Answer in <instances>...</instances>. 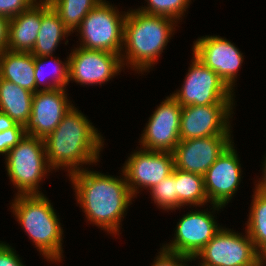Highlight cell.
<instances>
[{
	"label": "cell",
	"mask_w": 266,
	"mask_h": 266,
	"mask_svg": "<svg viewBox=\"0 0 266 266\" xmlns=\"http://www.w3.org/2000/svg\"><path fill=\"white\" fill-rule=\"evenodd\" d=\"M37 0H0V15L13 18L28 10Z\"/></svg>",
	"instance_id": "obj_30"
},
{
	"label": "cell",
	"mask_w": 266,
	"mask_h": 266,
	"mask_svg": "<svg viewBox=\"0 0 266 266\" xmlns=\"http://www.w3.org/2000/svg\"><path fill=\"white\" fill-rule=\"evenodd\" d=\"M196 260L198 266H261V254L248 233L240 234L226 227L198 252L193 258Z\"/></svg>",
	"instance_id": "obj_8"
},
{
	"label": "cell",
	"mask_w": 266,
	"mask_h": 266,
	"mask_svg": "<svg viewBox=\"0 0 266 266\" xmlns=\"http://www.w3.org/2000/svg\"><path fill=\"white\" fill-rule=\"evenodd\" d=\"M69 54L68 82L94 86L106 84L123 70L121 56L103 50L74 47Z\"/></svg>",
	"instance_id": "obj_10"
},
{
	"label": "cell",
	"mask_w": 266,
	"mask_h": 266,
	"mask_svg": "<svg viewBox=\"0 0 266 266\" xmlns=\"http://www.w3.org/2000/svg\"><path fill=\"white\" fill-rule=\"evenodd\" d=\"M212 211L207 209L190 211L184 214L175 227L173 240L164 243L162 247L168 251L194 258L198 252L223 227L215 220V212L224 208L217 204H210ZM214 215V216H213Z\"/></svg>",
	"instance_id": "obj_9"
},
{
	"label": "cell",
	"mask_w": 266,
	"mask_h": 266,
	"mask_svg": "<svg viewBox=\"0 0 266 266\" xmlns=\"http://www.w3.org/2000/svg\"><path fill=\"white\" fill-rule=\"evenodd\" d=\"M4 159L16 195L43 194L40 182L53 171L47 162L44 139L25 134Z\"/></svg>",
	"instance_id": "obj_5"
},
{
	"label": "cell",
	"mask_w": 266,
	"mask_h": 266,
	"mask_svg": "<svg viewBox=\"0 0 266 266\" xmlns=\"http://www.w3.org/2000/svg\"><path fill=\"white\" fill-rule=\"evenodd\" d=\"M190 67L180 89L171 95L182 106L235 104L233 92L216 72L205 66L193 53Z\"/></svg>",
	"instance_id": "obj_7"
},
{
	"label": "cell",
	"mask_w": 266,
	"mask_h": 266,
	"mask_svg": "<svg viewBox=\"0 0 266 266\" xmlns=\"http://www.w3.org/2000/svg\"><path fill=\"white\" fill-rule=\"evenodd\" d=\"M178 22L174 19L129 9L124 23L121 61L136 74L150 72L168 42L174 35Z\"/></svg>",
	"instance_id": "obj_3"
},
{
	"label": "cell",
	"mask_w": 266,
	"mask_h": 266,
	"mask_svg": "<svg viewBox=\"0 0 266 266\" xmlns=\"http://www.w3.org/2000/svg\"><path fill=\"white\" fill-rule=\"evenodd\" d=\"M261 266H266V252L261 255Z\"/></svg>",
	"instance_id": "obj_35"
},
{
	"label": "cell",
	"mask_w": 266,
	"mask_h": 266,
	"mask_svg": "<svg viewBox=\"0 0 266 266\" xmlns=\"http://www.w3.org/2000/svg\"><path fill=\"white\" fill-rule=\"evenodd\" d=\"M126 11L103 0L94 7L74 31L80 34V47L119 54L123 47Z\"/></svg>",
	"instance_id": "obj_6"
},
{
	"label": "cell",
	"mask_w": 266,
	"mask_h": 266,
	"mask_svg": "<svg viewBox=\"0 0 266 266\" xmlns=\"http://www.w3.org/2000/svg\"><path fill=\"white\" fill-rule=\"evenodd\" d=\"M10 19L0 15V52L7 50Z\"/></svg>",
	"instance_id": "obj_32"
},
{
	"label": "cell",
	"mask_w": 266,
	"mask_h": 266,
	"mask_svg": "<svg viewBox=\"0 0 266 266\" xmlns=\"http://www.w3.org/2000/svg\"><path fill=\"white\" fill-rule=\"evenodd\" d=\"M66 91V88H55L33 94L31 115L24 126L25 134L45 139L54 131L74 106Z\"/></svg>",
	"instance_id": "obj_16"
},
{
	"label": "cell",
	"mask_w": 266,
	"mask_h": 266,
	"mask_svg": "<svg viewBox=\"0 0 266 266\" xmlns=\"http://www.w3.org/2000/svg\"><path fill=\"white\" fill-rule=\"evenodd\" d=\"M235 104L182 107L180 141L208 136H233L231 121Z\"/></svg>",
	"instance_id": "obj_13"
},
{
	"label": "cell",
	"mask_w": 266,
	"mask_h": 266,
	"mask_svg": "<svg viewBox=\"0 0 266 266\" xmlns=\"http://www.w3.org/2000/svg\"><path fill=\"white\" fill-rule=\"evenodd\" d=\"M176 196L183 207L190 205V208H205L204 205L209 202L204 188V177L176 169Z\"/></svg>",
	"instance_id": "obj_23"
},
{
	"label": "cell",
	"mask_w": 266,
	"mask_h": 266,
	"mask_svg": "<svg viewBox=\"0 0 266 266\" xmlns=\"http://www.w3.org/2000/svg\"><path fill=\"white\" fill-rule=\"evenodd\" d=\"M181 112L182 106L171 94L163 99L145 123L139 139L140 148L173 152L180 142Z\"/></svg>",
	"instance_id": "obj_12"
},
{
	"label": "cell",
	"mask_w": 266,
	"mask_h": 266,
	"mask_svg": "<svg viewBox=\"0 0 266 266\" xmlns=\"http://www.w3.org/2000/svg\"><path fill=\"white\" fill-rule=\"evenodd\" d=\"M42 21V1L10 18L7 50L32 52Z\"/></svg>",
	"instance_id": "obj_18"
},
{
	"label": "cell",
	"mask_w": 266,
	"mask_h": 266,
	"mask_svg": "<svg viewBox=\"0 0 266 266\" xmlns=\"http://www.w3.org/2000/svg\"><path fill=\"white\" fill-rule=\"evenodd\" d=\"M51 57V58H50ZM35 63V81H36V92L42 90H52L55 88H66L69 84L68 82V71H69V58L61 61L60 58L53 56H34ZM53 64L51 66L50 78L51 81H47L49 79L46 74L47 65ZM49 71V70H48ZM47 77V78H46ZM53 78V79H52ZM44 85V86H43ZM43 88H42V87ZM40 88V89H39Z\"/></svg>",
	"instance_id": "obj_22"
},
{
	"label": "cell",
	"mask_w": 266,
	"mask_h": 266,
	"mask_svg": "<svg viewBox=\"0 0 266 266\" xmlns=\"http://www.w3.org/2000/svg\"><path fill=\"white\" fill-rule=\"evenodd\" d=\"M245 231L262 255L266 252V195L254 189Z\"/></svg>",
	"instance_id": "obj_24"
},
{
	"label": "cell",
	"mask_w": 266,
	"mask_h": 266,
	"mask_svg": "<svg viewBox=\"0 0 266 266\" xmlns=\"http://www.w3.org/2000/svg\"><path fill=\"white\" fill-rule=\"evenodd\" d=\"M174 168L172 152L148 151L139 148L130 154L121 170L125 175L131 194L137 198V193L139 194L142 188L147 189L148 192L171 175Z\"/></svg>",
	"instance_id": "obj_11"
},
{
	"label": "cell",
	"mask_w": 266,
	"mask_h": 266,
	"mask_svg": "<svg viewBox=\"0 0 266 266\" xmlns=\"http://www.w3.org/2000/svg\"><path fill=\"white\" fill-rule=\"evenodd\" d=\"M233 141V136L181 140L172 152L175 168L204 176L208 168Z\"/></svg>",
	"instance_id": "obj_17"
},
{
	"label": "cell",
	"mask_w": 266,
	"mask_h": 266,
	"mask_svg": "<svg viewBox=\"0 0 266 266\" xmlns=\"http://www.w3.org/2000/svg\"><path fill=\"white\" fill-rule=\"evenodd\" d=\"M157 254L151 266H189L187 263L193 261L189 256L168 251L162 246Z\"/></svg>",
	"instance_id": "obj_28"
},
{
	"label": "cell",
	"mask_w": 266,
	"mask_h": 266,
	"mask_svg": "<svg viewBox=\"0 0 266 266\" xmlns=\"http://www.w3.org/2000/svg\"><path fill=\"white\" fill-rule=\"evenodd\" d=\"M0 266H26L19 254L9 244L0 241Z\"/></svg>",
	"instance_id": "obj_31"
},
{
	"label": "cell",
	"mask_w": 266,
	"mask_h": 266,
	"mask_svg": "<svg viewBox=\"0 0 266 266\" xmlns=\"http://www.w3.org/2000/svg\"><path fill=\"white\" fill-rule=\"evenodd\" d=\"M145 3L146 6L142 5L137 9L147 14L166 16L181 22L192 0H145Z\"/></svg>",
	"instance_id": "obj_27"
},
{
	"label": "cell",
	"mask_w": 266,
	"mask_h": 266,
	"mask_svg": "<svg viewBox=\"0 0 266 266\" xmlns=\"http://www.w3.org/2000/svg\"><path fill=\"white\" fill-rule=\"evenodd\" d=\"M121 172L116 177L85 167L68 176L86 220L107 234L117 236L121 234V222L127 215L128 207L134 201L125 175Z\"/></svg>",
	"instance_id": "obj_1"
},
{
	"label": "cell",
	"mask_w": 266,
	"mask_h": 266,
	"mask_svg": "<svg viewBox=\"0 0 266 266\" xmlns=\"http://www.w3.org/2000/svg\"><path fill=\"white\" fill-rule=\"evenodd\" d=\"M263 158H264L262 165L263 176L261 179L260 178L258 179L259 181L258 180L256 181L257 183L255 184L254 189L266 195V156H264Z\"/></svg>",
	"instance_id": "obj_33"
},
{
	"label": "cell",
	"mask_w": 266,
	"mask_h": 266,
	"mask_svg": "<svg viewBox=\"0 0 266 266\" xmlns=\"http://www.w3.org/2000/svg\"><path fill=\"white\" fill-rule=\"evenodd\" d=\"M0 78L36 92L34 55L31 52H0Z\"/></svg>",
	"instance_id": "obj_19"
},
{
	"label": "cell",
	"mask_w": 266,
	"mask_h": 266,
	"mask_svg": "<svg viewBox=\"0 0 266 266\" xmlns=\"http://www.w3.org/2000/svg\"><path fill=\"white\" fill-rule=\"evenodd\" d=\"M193 54L207 67L216 72L234 92L238 71L244 61L240 49L224 37L206 35L193 42Z\"/></svg>",
	"instance_id": "obj_14"
},
{
	"label": "cell",
	"mask_w": 266,
	"mask_h": 266,
	"mask_svg": "<svg viewBox=\"0 0 266 266\" xmlns=\"http://www.w3.org/2000/svg\"><path fill=\"white\" fill-rule=\"evenodd\" d=\"M234 141L204 174V188L210 204L225 207L241 183L242 168Z\"/></svg>",
	"instance_id": "obj_15"
},
{
	"label": "cell",
	"mask_w": 266,
	"mask_h": 266,
	"mask_svg": "<svg viewBox=\"0 0 266 266\" xmlns=\"http://www.w3.org/2000/svg\"><path fill=\"white\" fill-rule=\"evenodd\" d=\"M33 92L0 78V111L25 126L32 110Z\"/></svg>",
	"instance_id": "obj_21"
},
{
	"label": "cell",
	"mask_w": 266,
	"mask_h": 266,
	"mask_svg": "<svg viewBox=\"0 0 266 266\" xmlns=\"http://www.w3.org/2000/svg\"><path fill=\"white\" fill-rule=\"evenodd\" d=\"M92 124L73 106L44 139L47 162L53 171L64 169L69 176L83 170L84 165H97L104 137Z\"/></svg>",
	"instance_id": "obj_2"
},
{
	"label": "cell",
	"mask_w": 266,
	"mask_h": 266,
	"mask_svg": "<svg viewBox=\"0 0 266 266\" xmlns=\"http://www.w3.org/2000/svg\"><path fill=\"white\" fill-rule=\"evenodd\" d=\"M24 126L16 124L13 128L0 132V155L6 156L24 137Z\"/></svg>",
	"instance_id": "obj_29"
},
{
	"label": "cell",
	"mask_w": 266,
	"mask_h": 266,
	"mask_svg": "<svg viewBox=\"0 0 266 266\" xmlns=\"http://www.w3.org/2000/svg\"><path fill=\"white\" fill-rule=\"evenodd\" d=\"M17 123L6 113L0 111V132L13 128Z\"/></svg>",
	"instance_id": "obj_34"
},
{
	"label": "cell",
	"mask_w": 266,
	"mask_h": 266,
	"mask_svg": "<svg viewBox=\"0 0 266 266\" xmlns=\"http://www.w3.org/2000/svg\"><path fill=\"white\" fill-rule=\"evenodd\" d=\"M71 34L49 2L42 1L41 27L31 54L38 57L53 56L59 43Z\"/></svg>",
	"instance_id": "obj_20"
},
{
	"label": "cell",
	"mask_w": 266,
	"mask_h": 266,
	"mask_svg": "<svg viewBox=\"0 0 266 266\" xmlns=\"http://www.w3.org/2000/svg\"><path fill=\"white\" fill-rule=\"evenodd\" d=\"M151 199L159 209L169 212L182 208L176 196V168L171 175L149 190Z\"/></svg>",
	"instance_id": "obj_26"
},
{
	"label": "cell",
	"mask_w": 266,
	"mask_h": 266,
	"mask_svg": "<svg viewBox=\"0 0 266 266\" xmlns=\"http://www.w3.org/2000/svg\"><path fill=\"white\" fill-rule=\"evenodd\" d=\"M10 205L13 216L40 255L49 262L62 263L63 225L48 197L44 194L15 195Z\"/></svg>",
	"instance_id": "obj_4"
},
{
	"label": "cell",
	"mask_w": 266,
	"mask_h": 266,
	"mask_svg": "<svg viewBox=\"0 0 266 266\" xmlns=\"http://www.w3.org/2000/svg\"><path fill=\"white\" fill-rule=\"evenodd\" d=\"M103 0H49L64 26L74 33L86 15Z\"/></svg>",
	"instance_id": "obj_25"
}]
</instances>
